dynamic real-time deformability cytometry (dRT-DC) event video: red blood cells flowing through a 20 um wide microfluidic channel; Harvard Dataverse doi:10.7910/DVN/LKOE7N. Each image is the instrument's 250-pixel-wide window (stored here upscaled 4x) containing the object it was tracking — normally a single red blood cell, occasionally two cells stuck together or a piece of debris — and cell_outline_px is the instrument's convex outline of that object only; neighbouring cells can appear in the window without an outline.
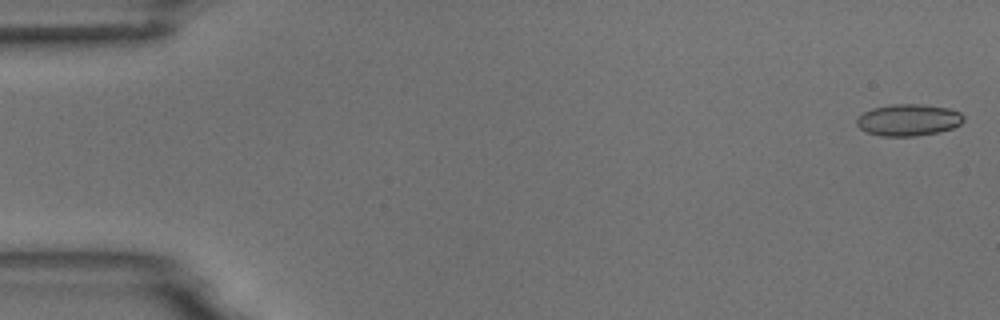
{"species": "common noctule bat (a hibernating species)", "species_latin": "Nyctalus noctula", "temperature_condition": "room temperature", "stored_images_in_passage": 5, "segment_of_instrument_passage": [1, 2], "camera_frame_rate_fps": 3000, "um_per_image_px": 0.085, "animal": {"sex": "male", "body_mass_g": 18.8}, "frame": {"image": 1, "passage_image": 1, "time_ms": 0.0, "image_size_px": [1000, 320], "cell_outline_px": [[964, 120], [960, 124], [952, 128], [940, 132], [916, 136], [880, 136], [868, 132], [860, 128], [856, 124], [856, 120], [864, 112], [872, 108], [892, 104], [924, 104], [948, 108], [960, 112], [964, 116]], "centroid_in_image_um": [77.24, 10.19], "position_along_channel_um": 7.8, "area_um2": 19.83}}